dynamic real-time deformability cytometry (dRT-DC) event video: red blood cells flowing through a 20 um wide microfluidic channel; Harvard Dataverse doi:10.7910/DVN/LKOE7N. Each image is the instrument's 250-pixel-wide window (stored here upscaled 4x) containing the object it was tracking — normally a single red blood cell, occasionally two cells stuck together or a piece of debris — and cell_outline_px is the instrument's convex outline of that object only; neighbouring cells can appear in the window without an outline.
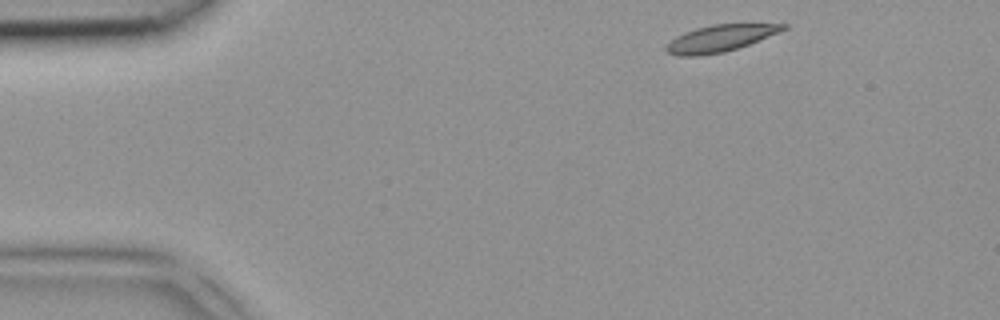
{"species": "common noctule bat (a hibernating species)", "species_latin": "Nyctalus noctula", "temperature_condition": "room temperature", "stored_images_in_passage": 4, "segment_of_instrument_passage": [1, 2], "camera_frame_rate_fps": 3000, "um_per_image_px": 0.085, "animal": {"sex": "female", "body_mass_g": 18.4}, "frame": {"image": 1, "passage_image": 1, "time_ms": 0.0, "image_size_px": [1000, 320], "cell_outline_px": [[788, 28], [748, 44], [724, 52], [700, 56], [680, 56], [668, 52], [664, 48], [676, 36], [684, 32], [696, 28], [712, 24], [788, 24]], "centroid_in_image_um": [61.18, 3.25], "position_along_channel_um": 23.8, "area_um2": 17.92}}